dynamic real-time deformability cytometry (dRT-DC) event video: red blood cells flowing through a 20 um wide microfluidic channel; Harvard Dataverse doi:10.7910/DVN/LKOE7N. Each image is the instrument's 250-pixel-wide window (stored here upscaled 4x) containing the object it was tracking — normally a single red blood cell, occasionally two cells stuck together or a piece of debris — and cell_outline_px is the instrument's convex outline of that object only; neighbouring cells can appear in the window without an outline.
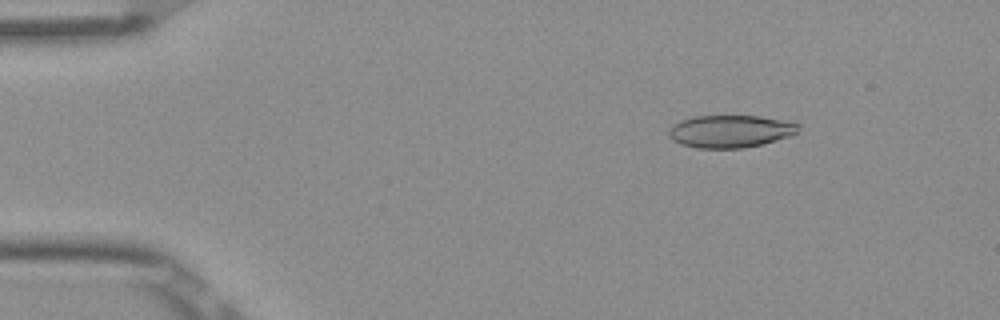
{"species": "Egyptian fruit bat (a non-hibernating species)", "species_latin": "Rousettus aegyptiacus", "temperature_condition": "room temperature", "stored_images_in_passage": 52, "camera_frame_rate_fps": 3000, "um_per_image_px": 0.085, "frame": {"image": 1, "passage_image": 7, "time_ms": 2.0, "image_size_px": [1000, 320], "cell_outline_px": [[800, 124], [796, 132], [792, 136], [764, 144], [744, 148], [696, 148], [680, 144], [672, 140], [668, 136], [668, 128], [672, 124], [680, 120], [692, 116], [760, 116]], "centroid_in_image_um": [62.03, 11.17], "position_along_channel_um": 23.0, "area_um2": 24.8}}
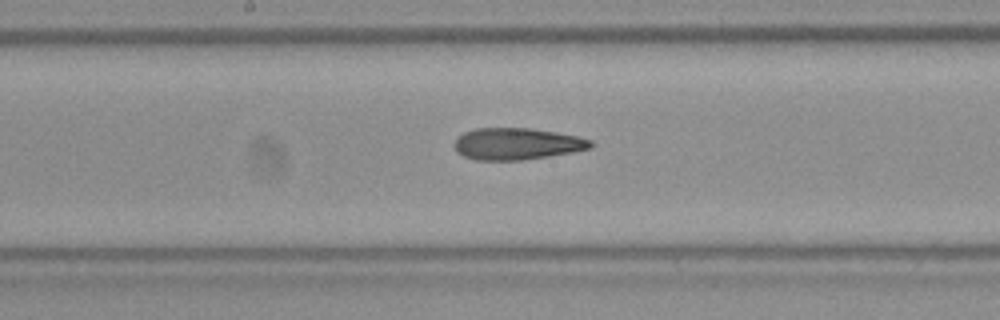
{"frame": {"image": 2, "passage_image": 27, "time_ms": 8.667, "image_size_px": [1000, 320], "cell_outline_px": [[596, 144], [592, 148], [572, 152], [524, 160], [476, 160], [464, 156], [456, 152], [452, 144], [456, 136], [464, 132], [476, 128], [528, 128], [556, 132], [576, 136], [592, 140]], "centroid_in_image_um": [43.91, 12.22], "position_along_channel_um": 204.3, "area_um2": 25.49}}
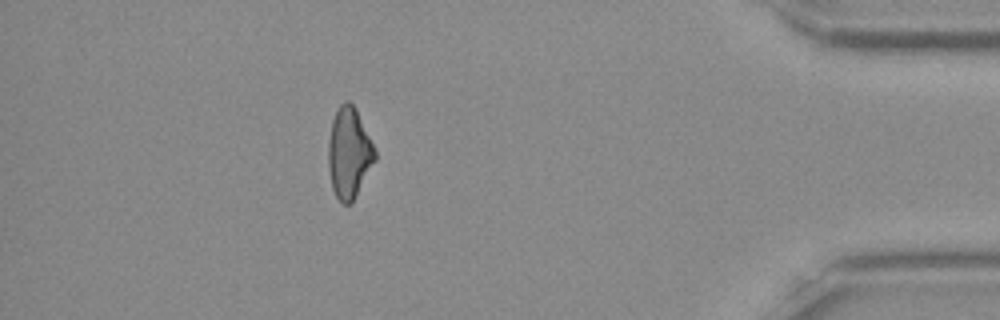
{"frame": {"image": 3, "passage_image": 46, "time_ms": 15.0, "image_size_px": [1000, 320], "cell_outline_px": [[376, 160], [352, 204], [340, 204], [332, 188], [328, 168], [328, 140], [332, 120], [340, 104], [344, 100], [348, 100], [356, 108], [376, 152]], "centroid_in_image_um": [29.66, 13.03], "position_along_channel_um": 405.5, "area_um2": 24.85}, "authors_computed_cell_mechanics": {"area_um2": 25.3742, "velocity_mm_per_s": 3.9184, "shape_relaxation_time_tau1_ms": null, "shape_relaxation_time_tau2_ms": 4.2992, "deformation_change_tau1": null, "deformation_change_tau2": 0.1492}}